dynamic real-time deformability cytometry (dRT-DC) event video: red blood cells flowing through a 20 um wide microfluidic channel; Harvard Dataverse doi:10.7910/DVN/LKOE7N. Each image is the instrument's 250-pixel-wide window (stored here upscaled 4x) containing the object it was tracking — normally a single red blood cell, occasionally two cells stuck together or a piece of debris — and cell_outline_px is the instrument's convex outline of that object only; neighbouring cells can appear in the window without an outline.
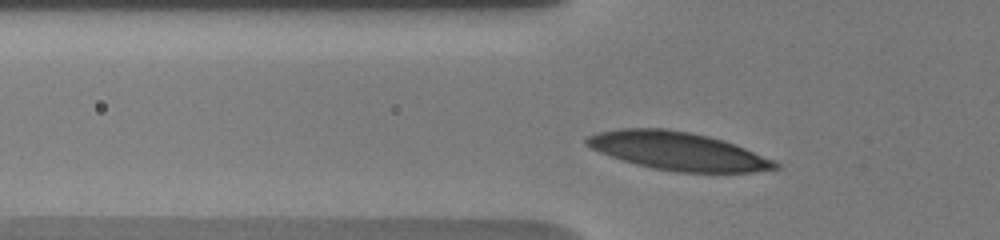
{"species": "human", "species_latin": "Homo sapiens", "temperature_condition": "warm", "stored_images_in_passage": 34, "camera_frame_rate_fps": 3000, "um_per_image_px": 0.085, "donor": {"sex": "male"}, "frame": {"image": 1, "passage_image": 5, "time_ms": 1.667, "image_size_px": [1000, 240], "cell_outline_px": [[780, 168], [752, 172], [676, 172], [636, 164], [600, 152], [584, 144], [584, 140], [588, 136], [596, 132], [620, 128], [664, 128], [688, 132], [708, 136], [724, 140], [736, 144], [776, 160], [780, 164]], "centroid_in_image_um": [57.66, 12.83], "position_along_channel_um": 68.1, "area_um2": 41.85}}
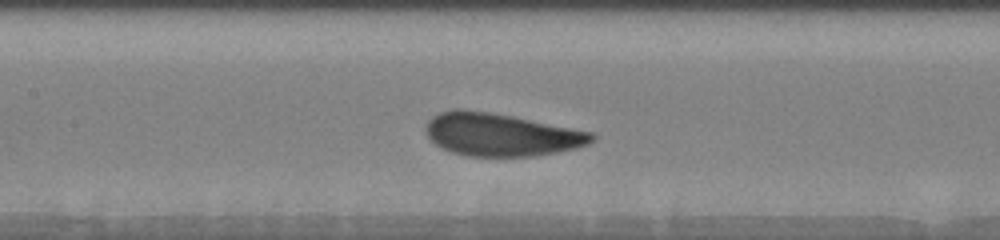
{"frame": {"image": 2, "passage_image": 13, "time_ms": 4.333, "image_size_px": [1000, 240], "cell_outline_px": [[596, 136], [588, 144], [576, 148], [536, 156], [468, 156], [452, 152], [440, 148], [424, 132], [424, 128], [428, 120], [432, 116], [440, 112], [452, 108], [460, 108], [492, 112], [592, 132]], "centroid_in_image_um": [42.53, 11.43], "position_along_channel_um": 164.9, "area_um2": 41.5}}
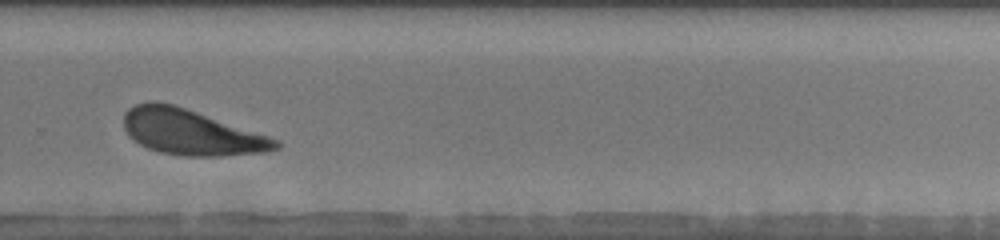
{"frame": {"image": 3, "passage_image": 24, "time_ms": 8.333, "image_size_px": [1000, 240], "cell_outline_px": [[280, 148], [264, 152], [220, 156], [184, 156], [160, 152], [148, 148], [132, 140], [128, 136], [124, 128], [124, 112], [128, 108], [136, 104], [152, 100], [156, 100], [172, 104], [280, 140]], "centroid_in_image_um": [16.19, 11.24], "position_along_channel_um": 313.6, "area_um2": 40.06}, "authors_computed_cell_mechanics": {"area_um2": 40.6623, "velocity_mm_per_s": 3.7321, "shape_relaxation_time_tau1_ms": 2.2276, "shape_relaxation_time_tau2_ms": 1.1168, "deformation_change_tau1": 0.116, "deformation_change_tau2": 0.0724}}